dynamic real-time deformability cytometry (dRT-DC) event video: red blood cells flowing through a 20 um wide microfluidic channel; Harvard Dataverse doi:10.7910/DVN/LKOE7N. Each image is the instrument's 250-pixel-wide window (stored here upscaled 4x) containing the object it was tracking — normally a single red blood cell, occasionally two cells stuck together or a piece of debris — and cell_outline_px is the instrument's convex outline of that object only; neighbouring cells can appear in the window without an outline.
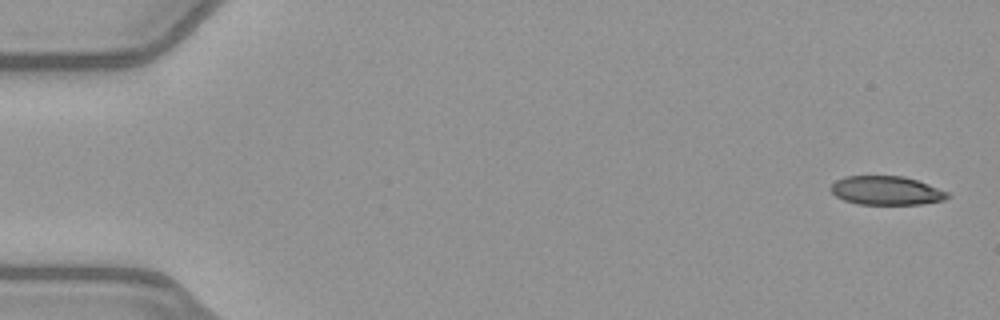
{"species": "common noctule bat (a hibernating species)", "species_latin": "Nyctalus noctula", "temperature_condition": "warm", "stored_images_in_passage": 51, "camera_frame_rate_fps": 3000, "um_per_image_px": 0.085, "animal": {"sex": "female", "body_mass_g": 21.9}, "frame": {"image": 1, "passage_image": 1, "time_ms": 0.0, "image_size_px": [1000, 320], "cell_outline_px": [[952, 196], [944, 200], [920, 204], [860, 204], [844, 200], [836, 196], [828, 188], [836, 180], [844, 176], [904, 176], [928, 184], [948, 192]], "centroid_in_image_um": [75.33, 16.19], "position_along_channel_um": 9.7, "area_um2": 19.59}}
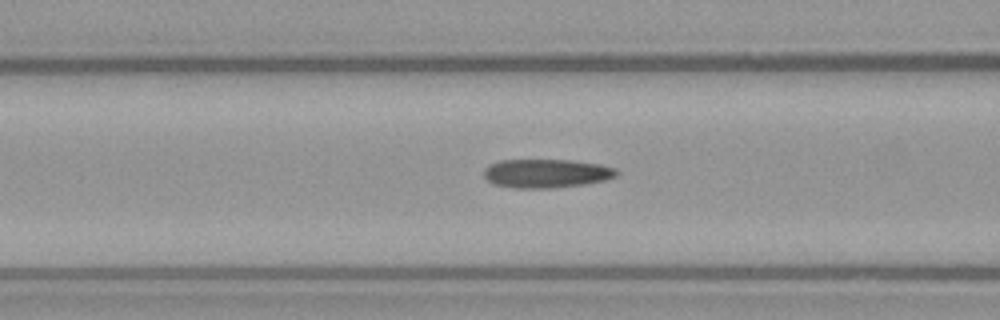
{"frame": {"image": 2, "passage_image": 20, "time_ms": 6.333, "image_size_px": [1000, 320], "cell_outline_px": [[620, 172], [616, 176], [604, 180], [584, 184], [552, 188], [516, 188], [492, 184], [484, 176], [484, 168], [500, 160], [568, 160], [600, 164], [616, 168]], "centroid_in_image_um": [46.45, 14.74], "position_along_channel_um": 120.2, "area_um2": 22.2}}
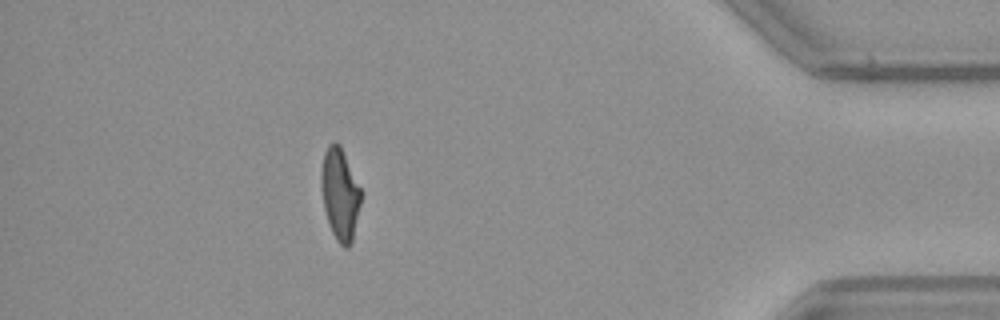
{"frame": {"image": 3, "passage_image": 45, "time_ms": 14.667, "image_size_px": [1000, 320], "cell_outline_px": [[360, 204], [352, 244], [348, 248], [344, 248], [336, 240], [328, 224], [324, 208], [320, 184], [320, 172], [324, 152], [328, 144], [336, 140], [340, 144], [360, 188]], "centroid_in_image_um": [28.87, 16.5], "position_along_channel_um": 406.3, "area_um2": 21.39}, "authors_computed_cell_mechanics": {"area_um2": 21.8484, "velocity_mm_per_s": 4.0326, "shape_relaxation_time_tau1_ms": 6.9537, "shape_relaxation_time_tau2_ms": 1.7776, "deformation_change_tau1": 0.2258, "deformation_change_tau2": 0.114}}